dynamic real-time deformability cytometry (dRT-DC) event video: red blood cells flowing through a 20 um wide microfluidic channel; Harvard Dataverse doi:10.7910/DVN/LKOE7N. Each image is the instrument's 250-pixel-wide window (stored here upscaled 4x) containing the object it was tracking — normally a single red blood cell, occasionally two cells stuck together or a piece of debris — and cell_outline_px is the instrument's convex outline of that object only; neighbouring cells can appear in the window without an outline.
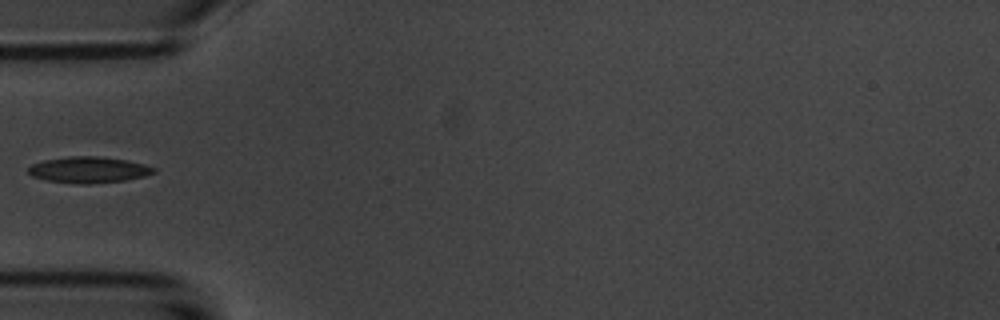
{"species": "common noctule bat (a hibernating species)", "species_latin": "Nyctalus noctula", "temperature_condition": "room temperature", "stored_images_in_passage": 37, "camera_frame_rate_fps": 3000, "um_per_image_px": 0.085, "animal": {"sex": "male", "body_mass_g": 20.1, "forearm_length_mm": 53.5}, "frame": {"image": 1, "passage_image": 1, "time_ms": 0.0, "image_size_px": [1000, 320], "cell_outline_px": [[156, 172], [144, 176], [124, 180], [88, 184], [80, 184], [48, 180], [32, 176], [28, 172], [28, 168], [32, 164], [44, 160], [68, 156], [96, 156], [124, 160], [144, 164], [156, 168]], "centroid_in_image_um": [7.53, 14.43], "position_along_channel_um": 77.5, "area_um2": 18.9}}
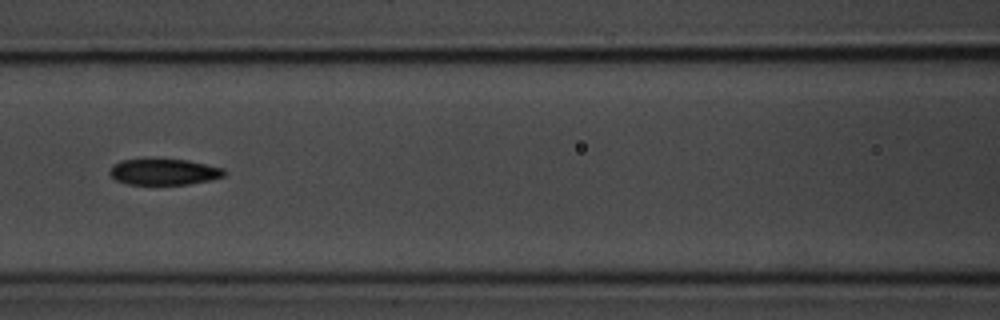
{"frame": {"image": 2, "passage_image": 7, "time_ms": 2.0, "image_size_px": [1000, 320], "cell_outline_px": [[228, 172], [224, 176], [212, 180], [188, 184], [128, 184], [116, 180], [108, 172], [112, 164], [120, 160], [188, 160], [224, 168]], "centroid_in_image_um": [13.97, 14.62], "position_along_channel_um": 152.6, "area_um2": 17.34}}
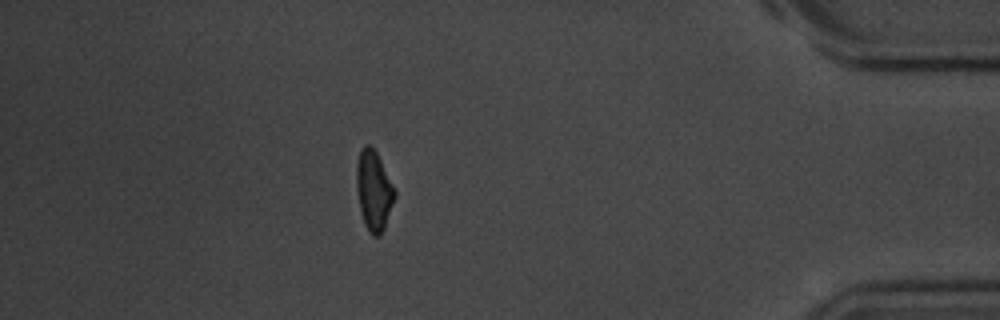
{"frame": {"image": 3, "passage_image": 31, "time_ms": 10.0, "image_size_px": [1000, 320], "cell_outline_px": [[396, 196], [384, 228], [380, 236], [372, 236], [368, 232], [364, 224], [360, 212], [356, 188], [356, 164], [360, 152], [364, 144], [368, 144], [376, 152], [396, 192]], "centroid_in_image_um": [31.75, 16.24], "position_along_channel_um": 403.5, "area_um2": 17.74}}